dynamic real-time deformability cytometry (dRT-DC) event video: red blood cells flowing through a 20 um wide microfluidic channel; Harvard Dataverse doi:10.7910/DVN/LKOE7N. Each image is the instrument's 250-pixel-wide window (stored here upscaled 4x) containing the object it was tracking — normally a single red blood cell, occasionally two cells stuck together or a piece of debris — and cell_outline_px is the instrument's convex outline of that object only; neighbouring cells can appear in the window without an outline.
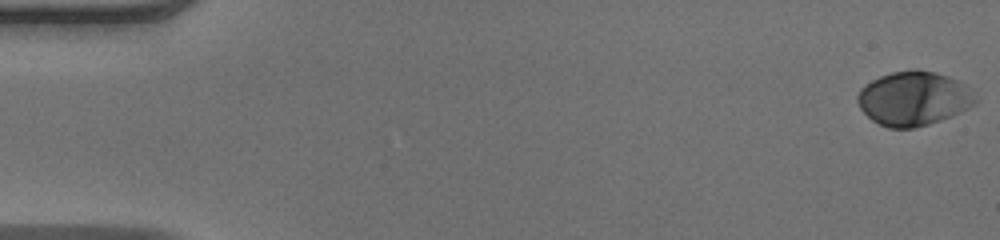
{"species": "human", "species_latin": "Homo sapiens", "temperature_condition": "warm", "stored_images_in_passage": 16, "camera_frame_rate_fps": 3000, "um_per_image_px": 0.085, "donor": {"sex": "male"}, "frame": {"image": 1, "passage_image": 1, "time_ms": 0.0, "image_size_px": [1000, 240], "cell_outline_px": [[976, 100], [968, 108], [952, 116], [928, 124], [912, 128], [888, 128], [872, 120], [860, 108], [856, 100], [856, 96], [860, 88], [864, 84], [880, 76], [892, 72], [916, 68], [936, 72], [948, 76], [964, 84]], "centroid_in_image_um": [77.6, 8.36], "position_along_channel_um": 7.4, "area_um2": 37.05}}
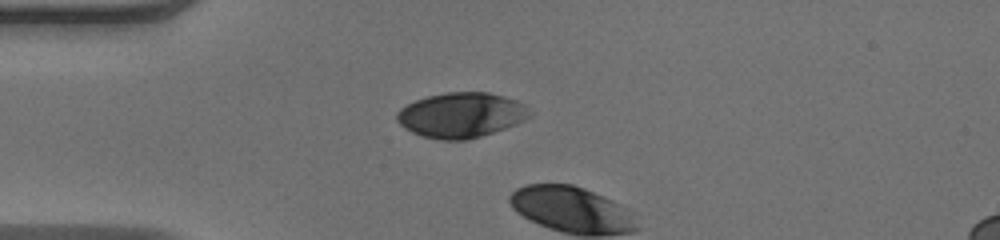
{"frame": {"image": 2, "passage_image": 14, "time_ms": 4.333, "image_size_px": [1000, 240], "cell_outline_px": [[532, 116], [516, 124], [468, 140], [440, 140], [424, 136], [412, 132], [404, 128], [396, 120], [396, 112], [400, 108], [416, 100], [428, 96], [444, 92], [488, 92], [504, 96], [516, 100], [524, 104]], "centroid_in_image_um": [39.18, 9.78], "position_along_channel_um": 45.8, "area_um2": 34.8}}